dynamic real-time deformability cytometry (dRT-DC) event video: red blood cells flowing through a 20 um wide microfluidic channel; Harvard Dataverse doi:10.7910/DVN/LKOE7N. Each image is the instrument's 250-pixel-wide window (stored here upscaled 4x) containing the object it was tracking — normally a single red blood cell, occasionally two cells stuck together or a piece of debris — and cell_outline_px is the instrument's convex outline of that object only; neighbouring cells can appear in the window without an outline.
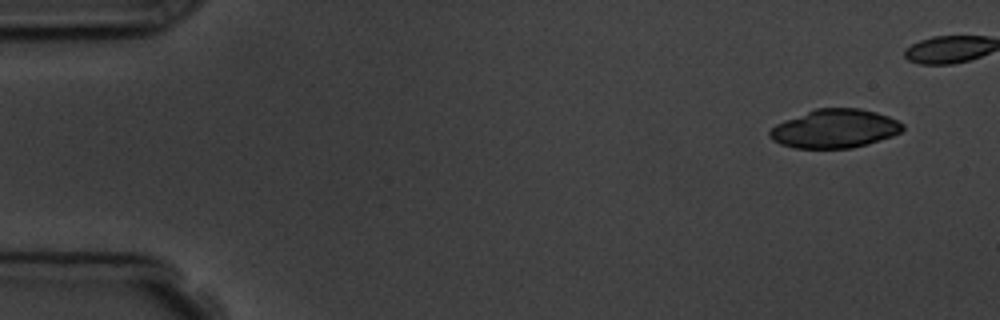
{"species": "common noctule bat (a hibernating species)", "species_latin": "Nyctalus noctula", "temperature_condition": "room temperature", "stored_images_in_passage": 10, "camera_frame_rate_fps": 3000, "um_per_image_px": 0.085, "animal": {"sex": "male", "body_mass_g": 19.5, "forearm_length_mm": 54.6}, "frame": {"image": 1, "passage_image": 1, "time_ms": 0.0, "image_size_px": [1000, 320], "cell_outline_px": [[904, 128], [900, 132], [892, 136], [868, 144], [852, 148], [796, 148], [780, 144], [772, 140], [768, 136], [768, 132], [776, 124], [784, 120], [816, 108], [860, 108], [876, 112], [888, 116], [904, 124]], "centroid_in_image_um": [70.94, 10.94], "position_along_channel_um": 14.1, "area_um2": 30.0}}